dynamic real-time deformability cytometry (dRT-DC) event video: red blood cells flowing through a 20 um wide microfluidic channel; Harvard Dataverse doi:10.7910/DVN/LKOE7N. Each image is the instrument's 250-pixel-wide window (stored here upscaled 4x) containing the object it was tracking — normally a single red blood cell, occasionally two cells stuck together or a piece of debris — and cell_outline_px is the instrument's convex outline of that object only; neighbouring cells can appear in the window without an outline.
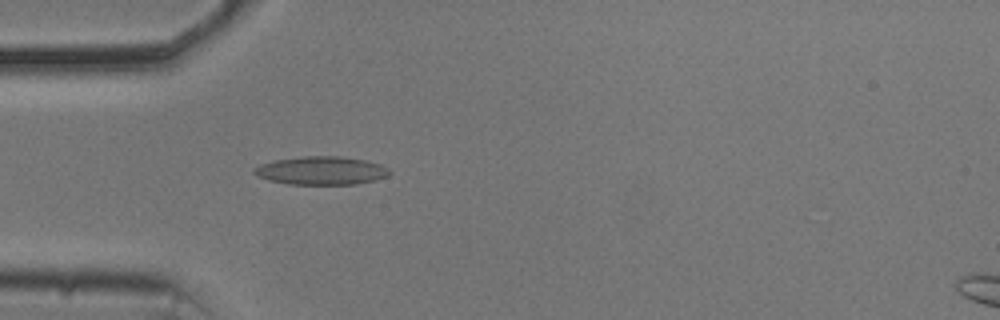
{"species": "common noctule bat (a hibernating species)", "species_latin": "Nyctalus noctula", "temperature_condition": "cold", "stored_images_in_passage": 14, "camera_frame_rate_fps": 3000, "um_per_image_px": 0.085, "animal": {"sex": "male", "body_mass_g": 20.5, "forearm_length_mm": 52.5}, "frame": {"image": 1, "passage_image": 1, "time_ms": 0.0, "image_size_px": [1000, 320], "cell_outline_px": [[392, 172], [388, 176], [376, 180], [356, 184], [288, 184], [268, 180], [256, 176], [252, 172], [252, 168], [260, 164], [276, 160], [300, 156], [344, 156], [364, 160], [380, 164], [388, 168]], "centroid_in_image_um": [27.3, 14.5], "position_along_channel_um": 57.7, "area_um2": 22.54}}
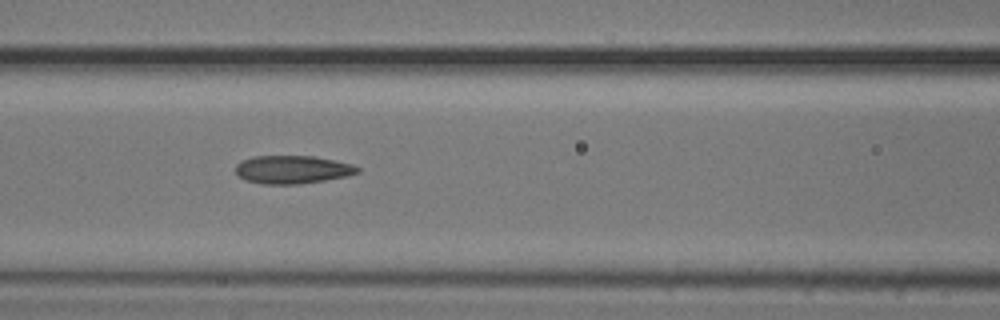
{"frame": {"image": 2, "passage_image": 8, "time_ms": 2.333, "image_size_px": [1000, 320], "cell_outline_px": [[360, 172], [348, 176], [300, 184], [264, 184], [248, 180], [240, 176], [236, 172], [236, 164], [240, 160], [252, 156], [316, 156], [352, 164], [360, 168]], "centroid_in_image_um": [24.88, 14.4], "position_along_channel_um": 141.7, "area_um2": 20.0}}
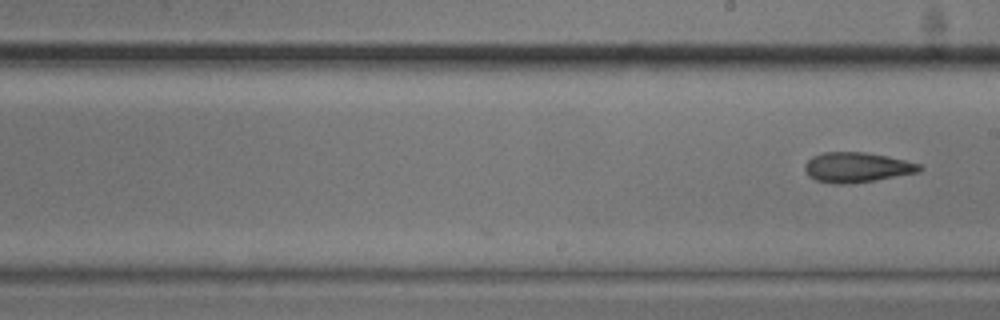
{"frame": {"image": 3, "passage_image": 14, "time_ms": 4.333, "image_size_px": [1000, 320], "cell_outline_px": [[924, 168], [920, 172], [876, 180], [844, 184], [832, 184], [816, 180], [808, 176], [804, 168], [804, 164], [812, 156], [824, 152], [864, 152], [888, 156], [920, 164]], "centroid_in_image_um": [72.83, 14.22], "position_along_channel_um": 216.2, "area_um2": 20.17}}